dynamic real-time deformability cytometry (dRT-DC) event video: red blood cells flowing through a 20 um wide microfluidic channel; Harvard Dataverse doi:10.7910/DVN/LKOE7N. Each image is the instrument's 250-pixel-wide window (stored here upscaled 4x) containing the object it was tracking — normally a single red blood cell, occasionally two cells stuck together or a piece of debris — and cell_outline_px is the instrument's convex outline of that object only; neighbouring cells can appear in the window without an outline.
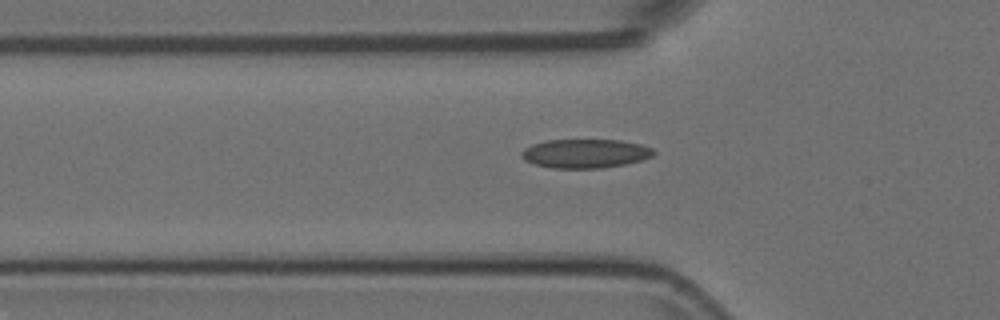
{"species": "Egyptian fruit bat (a non-hibernating species)", "species_latin": "Rousettus aegyptiacus", "temperature_condition": "room temperature", "stored_images_in_passage": 30, "camera_frame_rate_fps": 3000, "um_per_image_px": 0.085, "animal": {"sex": "female"}, "frame": {"image": 1, "passage_image": 2, "time_ms": 0.333, "image_size_px": [1000, 320], "cell_outline_px": [[656, 152], [652, 156], [640, 160], [624, 164], [600, 168], [552, 168], [536, 164], [524, 160], [520, 156], [520, 152], [524, 148], [532, 144], [548, 140], [620, 140], [640, 144], [652, 148]], "centroid_in_image_um": [49.72, 13.04], "position_along_channel_um": 76.1, "area_um2": 22.2}}
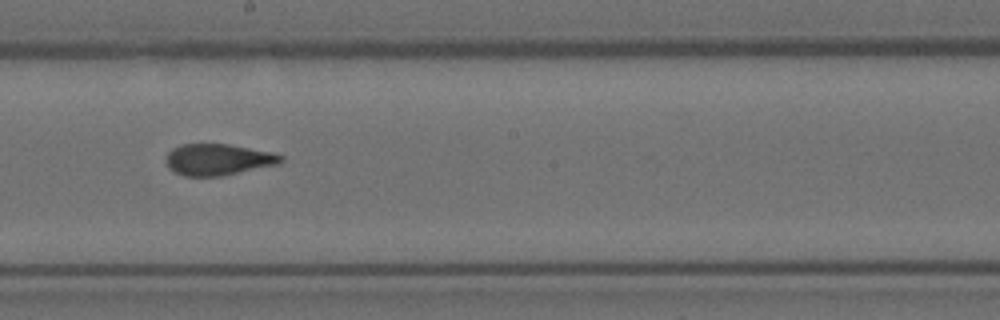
{"frame": {"image": 2, "passage_image": 14, "time_ms": 4.333, "image_size_px": [1000, 320], "cell_outline_px": [[284, 160], [280, 164], [220, 176], [184, 176], [168, 168], [164, 160], [168, 152], [172, 148], [180, 144], [228, 144], [272, 152], [284, 156]], "centroid_in_image_um": [18.53, 13.56], "position_along_channel_um": 229.7, "area_um2": 21.15}}
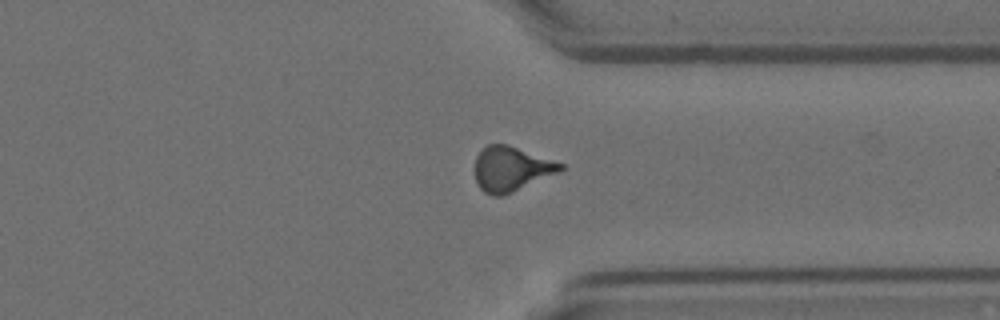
{"frame": {"image": 3, "passage_image": 25, "time_ms": 8.0, "image_size_px": [1000, 320], "cell_outline_px": [[564, 168], [560, 172], [512, 192], [500, 196], [492, 196], [484, 192], [480, 188], [476, 180], [476, 156], [488, 144], [508, 144], [564, 164]], "centroid_in_image_um": [43.46, 14.36], "position_along_channel_um": 367.9, "area_um2": 22.08}}